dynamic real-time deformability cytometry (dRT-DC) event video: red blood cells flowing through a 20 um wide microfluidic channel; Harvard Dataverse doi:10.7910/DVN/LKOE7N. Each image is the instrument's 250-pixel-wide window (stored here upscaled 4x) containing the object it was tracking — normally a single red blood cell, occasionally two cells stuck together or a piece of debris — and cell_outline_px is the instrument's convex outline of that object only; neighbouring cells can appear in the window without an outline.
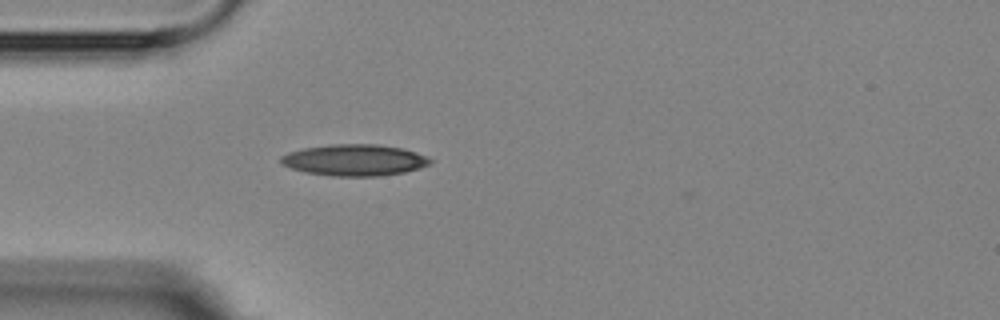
{"species": "Egyptian fruit bat (a non-hibernating species)", "species_latin": "Rousettus aegyptiacus", "temperature_condition": "room temperature", "stored_images_in_passage": 4, "camera_frame_rate_fps": 3000, "um_per_image_px": 0.085, "animal": {"sex": "female"}, "frame": {"image": 1, "passage_image": 4, "time_ms": 3.333, "image_size_px": [1000, 320], "cell_outline_px": [[432, 164], [420, 168], [404, 172], [380, 176], [332, 176], [304, 172], [280, 164], [280, 156], [288, 152], [304, 148], [332, 144], [376, 144], [404, 148], [416, 152], [432, 160]], "centroid_in_image_um": [30.12, 13.61], "position_along_channel_um": 54.9, "area_um2": 27.46}}